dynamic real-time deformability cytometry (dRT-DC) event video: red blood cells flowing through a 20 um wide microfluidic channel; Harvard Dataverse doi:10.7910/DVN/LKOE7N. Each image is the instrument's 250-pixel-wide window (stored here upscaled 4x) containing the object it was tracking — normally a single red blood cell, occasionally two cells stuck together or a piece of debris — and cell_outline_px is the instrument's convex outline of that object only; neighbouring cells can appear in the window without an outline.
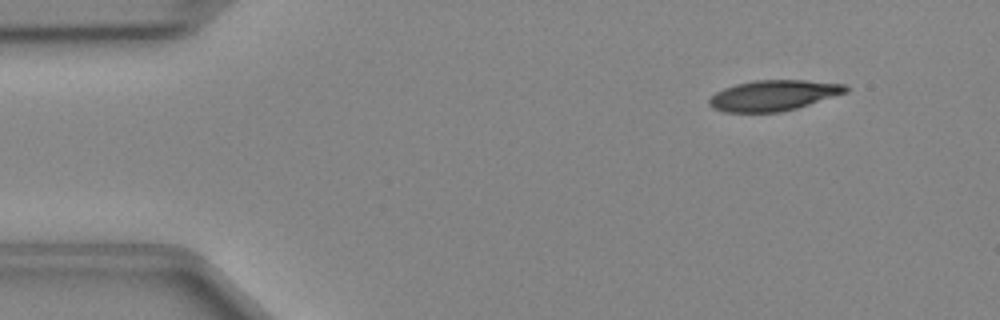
{"species": "Egyptian fruit bat (a non-hibernating species)", "species_latin": "Rousettus aegyptiacus", "temperature_condition": "cold", "stored_images_in_passage": 44, "camera_frame_rate_fps": 3000, "um_per_image_px": 0.085, "animal": {"sex": "female"}, "frame": {"image": 1, "passage_image": 2, "time_ms": 0.333, "image_size_px": [1000, 320], "cell_outline_px": [[848, 92], [796, 108], [780, 112], [724, 112], [712, 108], [708, 104], [708, 100], [716, 92], [724, 88], [736, 84], [752, 80], [804, 80], [844, 84], [848, 88]], "centroid_in_image_um": [65.72, 8.11], "position_along_channel_um": 19.3, "area_um2": 24.28}}
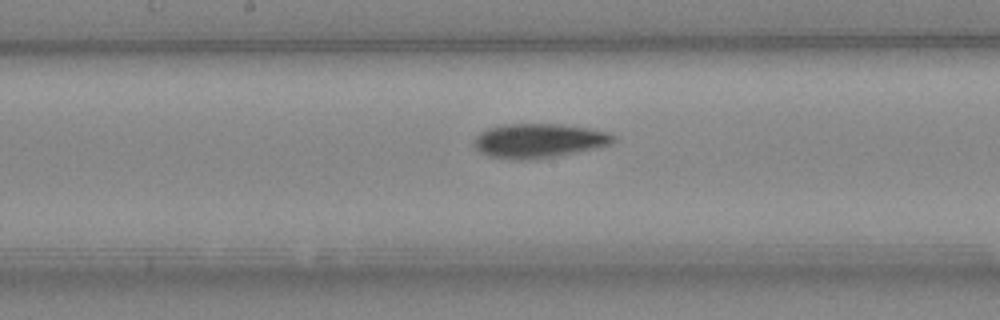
{"frame": {"image": 2, "passage_image": 21, "time_ms": 6.667, "image_size_px": [1000, 320], "cell_outline_px": [[616, 140], [608, 144], [596, 148], [552, 156], [488, 156], [480, 152], [472, 144], [476, 136], [480, 132], [488, 128], [500, 124], [560, 124], [588, 128], [608, 132], [616, 136]], "centroid_in_image_um": [45.81, 11.89], "position_along_channel_um": 202.4, "area_um2": 26.65}}
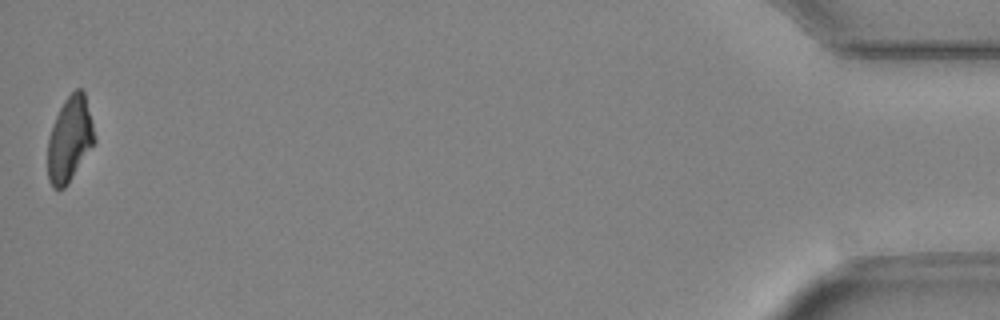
{"frame": {"image": 3, "passage_image": 44, "time_ms": 14.333, "image_size_px": [1000, 320], "cell_outline_px": [[96, 140], [68, 184], [64, 188], [52, 188], [48, 180], [48, 140], [56, 116], [64, 100], [76, 88], [80, 88], [84, 92], [96, 136]], "centroid_in_image_um": [5.93, 11.84], "position_along_channel_um": 429.3, "area_um2": 22.95}}